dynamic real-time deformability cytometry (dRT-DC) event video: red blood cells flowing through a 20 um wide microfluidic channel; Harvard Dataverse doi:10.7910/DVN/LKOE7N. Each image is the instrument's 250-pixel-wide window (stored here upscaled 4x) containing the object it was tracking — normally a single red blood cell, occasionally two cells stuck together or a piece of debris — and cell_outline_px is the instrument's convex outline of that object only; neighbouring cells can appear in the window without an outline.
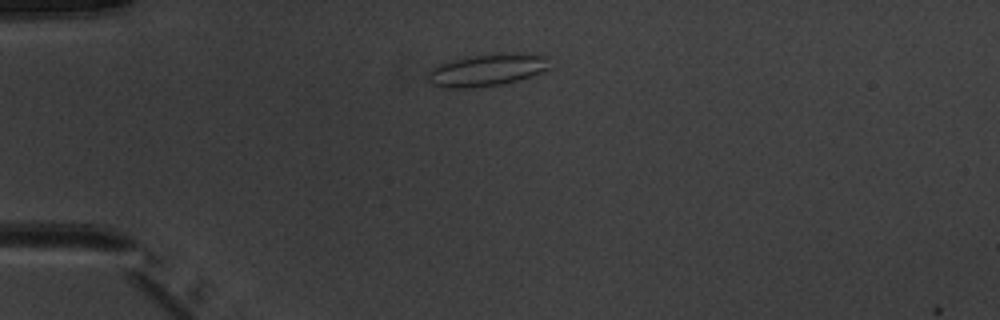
{"species": "common noctule bat (a hibernating species)", "species_latin": "Nyctalus noctula", "temperature_condition": "warm", "stored_images_in_passage": 2, "camera_frame_rate_fps": 3000, "um_per_image_px": 0.085, "animal": {"sex": "male", "body_mass_g": 20.1, "forearm_length_mm": 53.5}, "frame": {"image": 1, "passage_image": 1, "time_ms": 0.0, "image_size_px": [1000, 320], "cell_outline_px": [[548, 68], [540, 72], [516, 80], [500, 84], [472, 88], [440, 88], [432, 84], [428, 80], [428, 72], [432, 68], [440, 64], [464, 56], [504, 52], [524, 52], [548, 56]], "centroid_in_image_um": [41.37, 5.92], "position_along_channel_um": 43.6, "area_um2": 23.06}}